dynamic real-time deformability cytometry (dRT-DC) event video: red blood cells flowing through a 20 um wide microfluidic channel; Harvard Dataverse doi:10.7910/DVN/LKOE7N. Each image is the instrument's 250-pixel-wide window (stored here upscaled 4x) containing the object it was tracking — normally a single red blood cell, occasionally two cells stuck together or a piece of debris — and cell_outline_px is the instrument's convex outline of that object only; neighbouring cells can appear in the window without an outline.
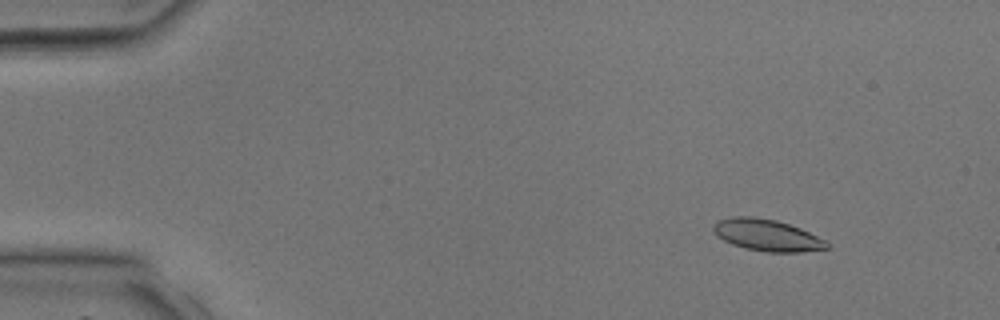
{"species": "common noctule bat (a hibernating species)", "species_latin": "Nyctalus noctula", "temperature_condition": "room temperature", "stored_images_in_passage": 40, "camera_frame_rate_fps": 3000, "um_per_image_px": 0.085, "animal": {"sex": "male", "body_mass_g": 17.9, "forearm_length_mm": 54.2}, "frame": {"image": 1, "passage_image": 5, "time_ms": 1.333, "image_size_px": [1000, 320], "cell_outline_px": [[828, 248], [800, 252], [768, 252], [744, 248], [732, 244], [716, 236], [712, 228], [712, 224], [716, 220], [732, 216], [752, 216], [776, 220], [800, 228], [828, 240]], "centroid_in_image_um": [65.17, 19.98], "position_along_channel_um": 19.8, "area_um2": 21.15}}
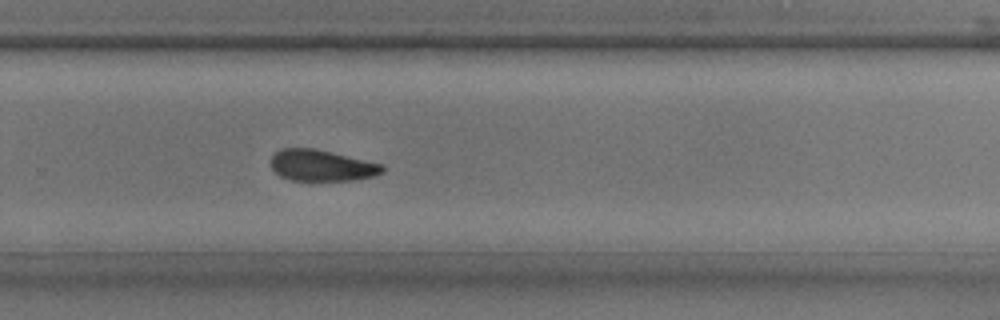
{"frame": {"image": 2, "passage_image": 27, "time_ms": 8.667, "image_size_px": [1000, 320], "cell_outline_px": [[384, 172], [372, 176], [352, 180], [292, 180], [280, 176], [272, 168], [272, 156], [280, 148], [312, 148], [332, 152], [384, 164]], "centroid_in_image_um": [27.36, 14.06], "position_along_channel_um": 302.4, "area_um2": 20.17}}
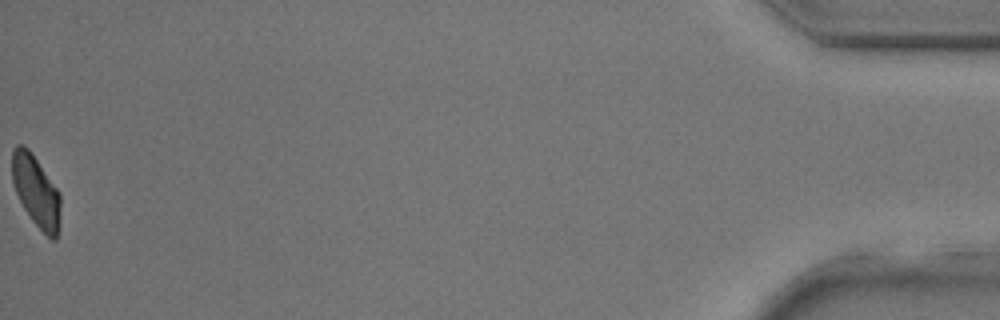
{"frame": {"image": 3, "passage_image": 40, "time_ms": 13.0, "image_size_px": [1000, 320], "cell_outline_px": [[60, 204], [56, 240], [52, 240], [32, 220], [24, 208], [16, 192], [12, 180], [12, 148], [16, 144], [24, 144], [28, 148], [60, 192]], "centroid_in_image_um": [3.04, 16.19], "position_along_channel_um": 432.2, "area_um2": 19.83}}